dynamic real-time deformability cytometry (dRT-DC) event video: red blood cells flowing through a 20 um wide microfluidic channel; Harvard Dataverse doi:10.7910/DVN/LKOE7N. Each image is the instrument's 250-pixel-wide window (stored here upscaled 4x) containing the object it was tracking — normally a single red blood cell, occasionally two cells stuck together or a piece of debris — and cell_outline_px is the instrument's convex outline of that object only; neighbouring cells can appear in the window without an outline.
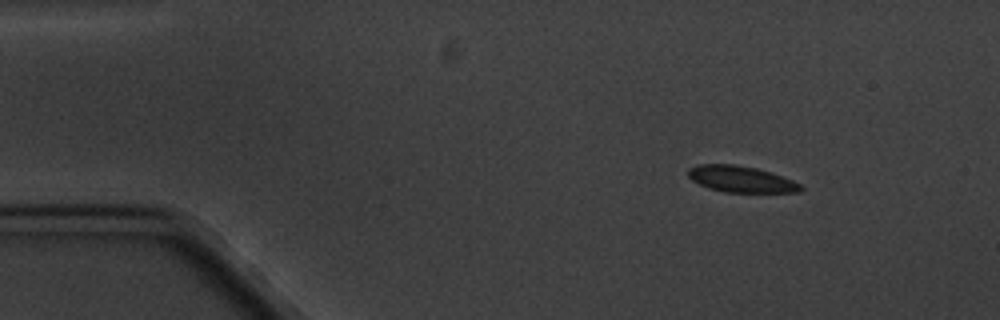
{"species": "common noctule bat (a hibernating species)", "species_latin": "Nyctalus noctula", "temperature_condition": "cold", "stored_images_in_passage": 3, "camera_frame_rate_fps": 3000, "um_per_image_px": 0.085, "animal": {"sex": "male", "body_mass_g": 20.1, "forearm_length_mm": 53.5}, "frame": {"image": 1, "passage_image": 1, "time_ms": 0.0, "image_size_px": [1000, 320], "cell_outline_px": [[804, 188], [800, 192], [724, 192], [708, 188], [692, 180], [688, 176], [688, 168], [696, 164], [732, 164], [756, 168], [792, 180], [800, 184]], "centroid_in_image_um": [62.95, 15.23], "position_along_channel_um": 22.1, "area_um2": 17.11}}